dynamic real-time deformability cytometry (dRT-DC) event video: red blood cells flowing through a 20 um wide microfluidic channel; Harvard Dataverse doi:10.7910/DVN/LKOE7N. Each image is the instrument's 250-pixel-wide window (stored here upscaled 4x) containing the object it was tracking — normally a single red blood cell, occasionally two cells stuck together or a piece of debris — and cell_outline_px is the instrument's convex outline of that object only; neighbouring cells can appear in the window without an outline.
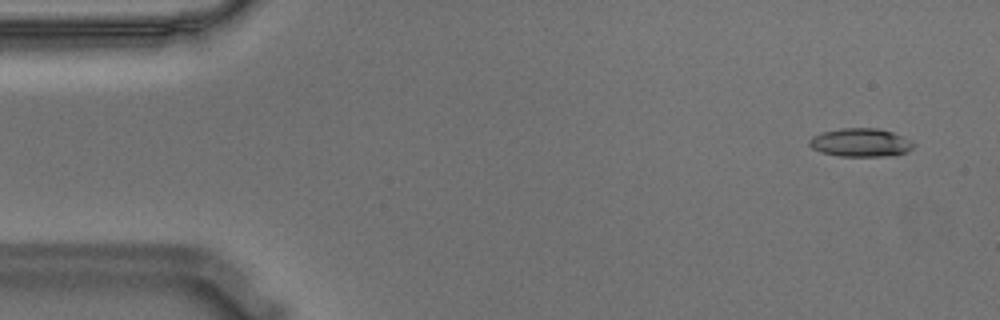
{"species": "Egyptian fruit bat (a non-hibernating species)", "species_latin": "Rousettus aegyptiacus", "temperature_condition": "warm", "stored_images_in_passage": 56, "camera_frame_rate_fps": 3000, "um_per_image_px": 0.085, "animal": {"sex": "male"}, "frame": {"image": 1, "passage_image": 3, "time_ms": 0.667, "image_size_px": [1000, 320], "cell_outline_px": [[916, 144], [908, 152], [896, 156], [840, 156], [820, 152], [812, 148], [808, 144], [808, 140], [812, 136], [824, 132], [840, 128], [876, 128], [892, 132], [912, 140]], "centroid_in_image_um": [73.18, 12.13], "position_along_channel_um": 11.8, "area_um2": 17.46}}
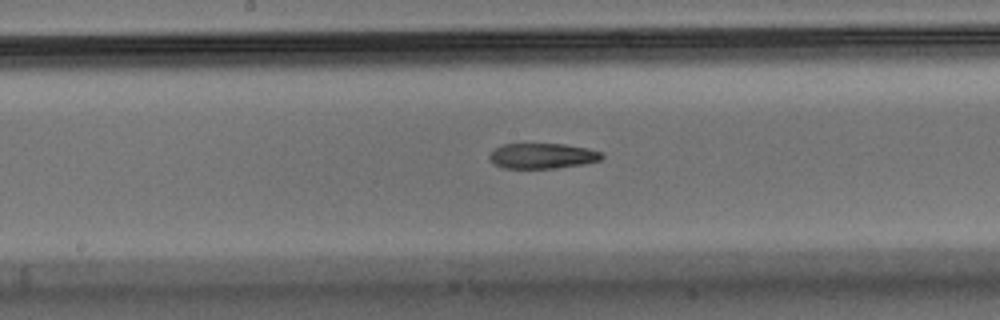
{"frame": {"image": 2, "passage_image": 28, "time_ms": 9.0, "image_size_px": [1000, 320], "cell_outline_px": [[604, 156], [600, 160], [584, 164], [556, 168], [504, 168], [488, 160], [488, 156], [496, 148], [504, 144], [564, 144], [588, 148], [604, 152]], "centroid_in_image_um": [46.14, 13.25], "position_along_channel_um": 202.1, "area_um2": 16.65}}
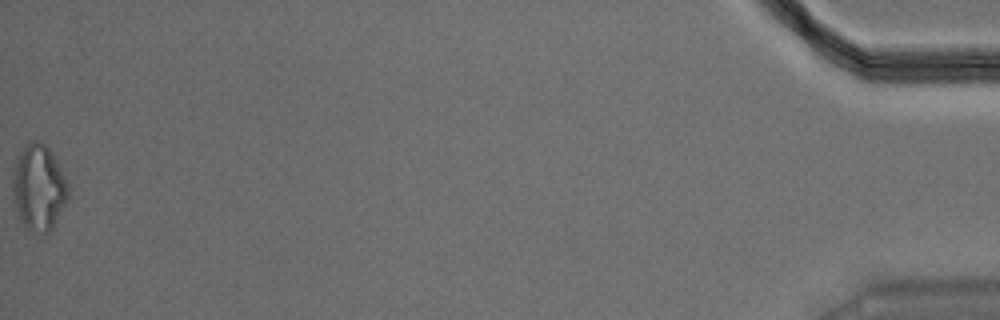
{"frame": {"image": 3, "passage_image": 56, "time_ms": 18.333, "image_size_px": [1000, 320], "cell_outline_px": [[68, 200], [52, 228], [44, 236], [28, 228], [20, 220], [12, 188], [12, 172], [16, 160], [24, 144], [32, 140], [40, 140], [48, 148], [60, 168], [68, 184]], "centroid_in_image_um": [3.29, 15.93], "position_along_channel_um": 431.9, "area_um2": 27.63}, "authors_computed_cell_mechanics": {"area_um2": 17.8602, "velocity_mm_per_s": 3.5672, "shape_relaxation_time_tau1_ms": null, "shape_relaxation_time_tau2_ms": 8.6063, "deformation_change_tau1": null, "deformation_change_tau2": 0.2076}}